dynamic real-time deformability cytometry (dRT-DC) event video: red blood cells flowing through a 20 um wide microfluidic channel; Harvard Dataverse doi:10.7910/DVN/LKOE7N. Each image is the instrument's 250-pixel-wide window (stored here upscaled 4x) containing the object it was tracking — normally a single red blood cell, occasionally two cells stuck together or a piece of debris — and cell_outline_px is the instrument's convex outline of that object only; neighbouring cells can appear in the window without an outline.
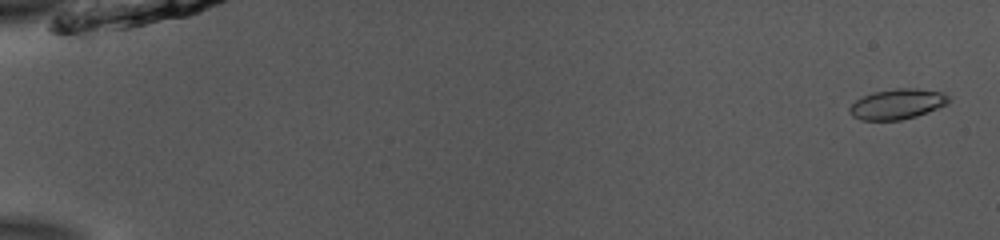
{"species": "common noctule bat (a hibernating species)", "species_latin": "Nyctalus noctula", "temperature_condition": "room temperature", "stored_images_in_passage": 53, "camera_frame_rate_fps": 3000, "um_per_image_px": 0.085, "animal": {"sex": "male", "body_mass_g": 13.0, "forearm_length_mm": 53.1}, "frame": {"image": 1, "passage_image": 2, "time_ms": 0.333, "image_size_px": [1000, 240], "cell_outline_px": [[948, 104], [928, 112], [916, 116], [900, 120], [860, 120], [852, 116], [848, 112], [848, 108], [856, 100], [864, 96], [876, 92], [896, 88], [916, 88], [944, 92], [948, 96]], "centroid_in_image_um": [76.27, 8.85], "position_along_channel_um": 8.7, "area_um2": 17.46}}
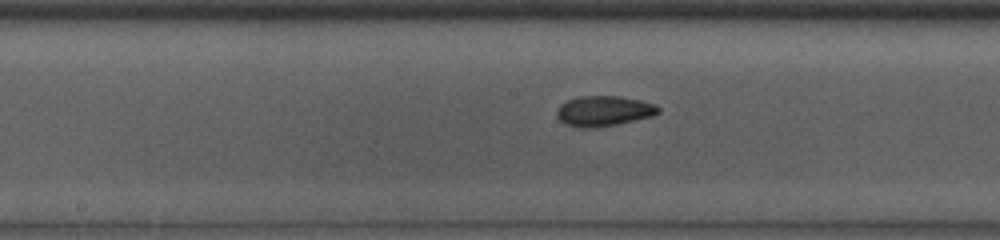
{"frame": {"image": 2, "passage_image": 29, "time_ms": 9.333, "image_size_px": [1000, 240], "cell_outline_px": [[660, 112], [652, 116], [616, 124], [596, 128], [580, 128], [564, 124], [556, 116], [556, 112], [560, 104], [568, 100], [580, 96], [620, 96], [640, 100], [656, 104], [660, 108]], "centroid_in_image_um": [51.31, 9.44], "position_along_channel_um": 196.9, "area_um2": 18.03}}
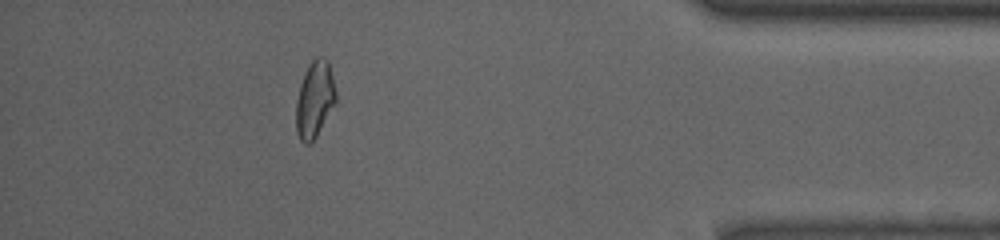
{"frame": {"image": 3, "passage_image": 48, "time_ms": 15.667, "image_size_px": [1000, 240], "cell_outline_px": [[336, 100], [316, 136], [308, 144], [304, 144], [300, 140], [296, 132], [296, 100], [300, 84], [308, 64], [316, 56], [320, 56], [328, 60], [336, 92]], "centroid_in_image_um": [26.72, 8.42], "position_along_channel_um": 408.5, "area_um2": 17.57}, "authors_computed_cell_mechanics": {"area_um2": 17.34, "velocity_mm_per_s": 3.9019, "shape_relaxation_time_tau1_ms": 3.5892, "shape_relaxation_time_tau2_ms": 2.8132, "deformation_change_tau1": 0.1272, "deformation_change_tau2": 0.0777}}